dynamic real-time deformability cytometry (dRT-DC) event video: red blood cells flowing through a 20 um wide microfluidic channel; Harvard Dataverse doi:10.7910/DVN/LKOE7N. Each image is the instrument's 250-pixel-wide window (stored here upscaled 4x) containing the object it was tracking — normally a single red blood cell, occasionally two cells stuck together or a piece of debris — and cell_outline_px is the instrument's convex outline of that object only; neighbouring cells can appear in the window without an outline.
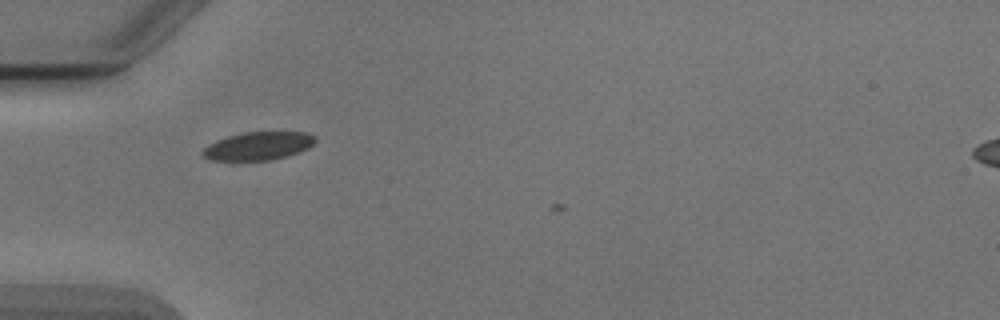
{"species": "Egyptian fruit bat (a non-hibernating species)", "species_latin": "Rousettus aegyptiacus", "temperature_condition": "cold", "stored_images_in_passage": 2, "camera_frame_rate_fps": 3000, "um_per_image_px": 0.085, "animal": {"sex": "male"}, "frame": {"image": 1, "passage_image": 1, "time_ms": 0.0, "image_size_px": [1000, 320], "cell_outline_px": [[316, 140], [308, 148], [288, 156], [268, 160], [208, 160], [200, 152], [208, 144], [216, 140], [228, 136], [244, 132], [308, 132], [316, 136]], "centroid_in_image_um": [21.94, 12.4], "position_along_channel_um": 63.1, "area_um2": 18.5}}